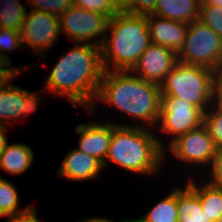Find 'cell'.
Here are the masks:
<instances>
[{
	"label": "cell",
	"instance_id": "cb8c5ba5",
	"mask_svg": "<svg viewBox=\"0 0 222 222\" xmlns=\"http://www.w3.org/2000/svg\"><path fill=\"white\" fill-rule=\"evenodd\" d=\"M199 20L222 38V7L201 4Z\"/></svg>",
	"mask_w": 222,
	"mask_h": 222
},
{
	"label": "cell",
	"instance_id": "277c9868",
	"mask_svg": "<svg viewBox=\"0 0 222 222\" xmlns=\"http://www.w3.org/2000/svg\"><path fill=\"white\" fill-rule=\"evenodd\" d=\"M106 34L100 46L104 71H131L151 44L146 15L118 12Z\"/></svg>",
	"mask_w": 222,
	"mask_h": 222
},
{
	"label": "cell",
	"instance_id": "4fadbf2b",
	"mask_svg": "<svg viewBox=\"0 0 222 222\" xmlns=\"http://www.w3.org/2000/svg\"><path fill=\"white\" fill-rule=\"evenodd\" d=\"M151 43L165 46L176 53L183 47L189 24L169 20L154 14L146 15Z\"/></svg>",
	"mask_w": 222,
	"mask_h": 222
},
{
	"label": "cell",
	"instance_id": "e575fe53",
	"mask_svg": "<svg viewBox=\"0 0 222 222\" xmlns=\"http://www.w3.org/2000/svg\"><path fill=\"white\" fill-rule=\"evenodd\" d=\"M131 1L132 0H111L112 4L119 12H124L129 7Z\"/></svg>",
	"mask_w": 222,
	"mask_h": 222
},
{
	"label": "cell",
	"instance_id": "836d02e7",
	"mask_svg": "<svg viewBox=\"0 0 222 222\" xmlns=\"http://www.w3.org/2000/svg\"><path fill=\"white\" fill-rule=\"evenodd\" d=\"M8 128L9 126H0V154L4 151L8 143V139L6 138Z\"/></svg>",
	"mask_w": 222,
	"mask_h": 222
},
{
	"label": "cell",
	"instance_id": "83f0119b",
	"mask_svg": "<svg viewBox=\"0 0 222 222\" xmlns=\"http://www.w3.org/2000/svg\"><path fill=\"white\" fill-rule=\"evenodd\" d=\"M210 178H208V182L222 189V148H217L216 154L214 156V160L212 162L211 167H209Z\"/></svg>",
	"mask_w": 222,
	"mask_h": 222
},
{
	"label": "cell",
	"instance_id": "d590c367",
	"mask_svg": "<svg viewBox=\"0 0 222 222\" xmlns=\"http://www.w3.org/2000/svg\"><path fill=\"white\" fill-rule=\"evenodd\" d=\"M79 222H114L111 219L104 218V217H91L84 220H81ZM121 222V221H119Z\"/></svg>",
	"mask_w": 222,
	"mask_h": 222
},
{
	"label": "cell",
	"instance_id": "f546056e",
	"mask_svg": "<svg viewBox=\"0 0 222 222\" xmlns=\"http://www.w3.org/2000/svg\"><path fill=\"white\" fill-rule=\"evenodd\" d=\"M11 63L0 54V82L12 81L20 75L26 67H10Z\"/></svg>",
	"mask_w": 222,
	"mask_h": 222
},
{
	"label": "cell",
	"instance_id": "1f68e13d",
	"mask_svg": "<svg viewBox=\"0 0 222 222\" xmlns=\"http://www.w3.org/2000/svg\"><path fill=\"white\" fill-rule=\"evenodd\" d=\"M42 96H39L38 94H33L30 91L24 89V116L30 115V113H33L34 111H37L38 109V103L41 101Z\"/></svg>",
	"mask_w": 222,
	"mask_h": 222
},
{
	"label": "cell",
	"instance_id": "44dd1931",
	"mask_svg": "<svg viewBox=\"0 0 222 222\" xmlns=\"http://www.w3.org/2000/svg\"><path fill=\"white\" fill-rule=\"evenodd\" d=\"M21 0H0L1 29L21 31L22 23L27 16V9Z\"/></svg>",
	"mask_w": 222,
	"mask_h": 222
},
{
	"label": "cell",
	"instance_id": "5bb4252c",
	"mask_svg": "<svg viewBox=\"0 0 222 222\" xmlns=\"http://www.w3.org/2000/svg\"><path fill=\"white\" fill-rule=\"evenodd\" d=\"M102 169L103 164L97 158L75 148L66 154L57 174L59 177L81 182L99 179Z\"/></svg>",
	"mask_w": 222,
	"mask_h": 222
},
{
	"label": "cell",
	"instance_id": "d4e9b609",
	"mask_svg": "<svg viewBox=\"0 0 222 222\" xmlns=\"http://www.w3.org/2000/svg\"><path fill=\"white\" fill-rule=\"evenodd\" d=\"M32 7L30 9L50 13L60 17L73 5L72 0H27Z\"/></svg>",
	"mask_w": 222,
	"mask_h": 222
},
{
	"label": "cell",
	"instance_id": "484cf974",
	"mask_svg": "<svg viewBox=\"0 0 222 222\" xmlns=\"http://www.w3.org/2000/svg\"><path fill=\"white\" fill-rule=\"evenodd\" d=\"M74 6L104 14L112 18L119 11L114 7L111 0H72Z\"/></svg>",
	"mask_w": 222,
	"mask_h": 222
},
{
	"label": "cell",
	"instance_id": "30bf717a",
	"mask_svg": "<svg viewBox=\"0 0 222 222\" xmlns=\"http://www.w3.org/2000/svg\"><path fill=\"white\" fill-rule=\"evenodd\" d=\"M169 151L184 163L203 168L211 167L217 147L204 124L178 136L169 145ZM205 166V167H204Z\"/></svg>",
	"mask_w": 222,
	"mask_h": 222
},
{
	"label": "cell",
	"instance_id": "6da1fadb",
	"mask_svg": "<svg viewBox=\"0 0 222 222\" xmlns=\"http://www.w3.org/2000/svg\"><path fill=\"white\" fill-rule=\"evenodd\" d=\"M104 73L100 46L79 43L63 54L46 79V91L90 110Z\"/></svg>",
	"mask_w": 222,
	"mask_h": 222
},
{
	"label": "cell",
	"instance_id": "7c38bea8",
	"mask_svg": "<svg viewBox=\"0 0 222 222\" xmlns=\"http://www.w3.org/2000/svg\"><path fill=\"white\" fill-rule=\"evenodd\" d=\"M75 132L80 135L76 149L97 158L103 164L110 147L112 123L90 121L77 125Z\"/></svg>",
	"mask_w": 222,
	"mask_h": 222
},
{
	"label": "cell",
	"instance_id": "ffe728a7",
	"mask_svg": "<svg viewBox=\"0 0 222 222\" xmlns=\"http://www.w3.org/2000/svg\"><path fill=\"white\" fill-rule=\"evenodd\" d=\"M137 220L139 222H178L177 188Z\"/></svg>",
	"mask_w": 222,
	"mask_h": 222
},
{
	"label": "cell",
	"instance_id": "9c48e42d",
	"mask_svg": "<svg viewBox=\"0 0 222 222\" xmlns=\"http://www.w3.org/2000/svg\"><path fill=\"white\" fill-rule=\"evenodd\" d=\"M60 34L59 17L32 9L28 11L20 31L22 45L25 47L27 44L41 58L53 47Z\"/></svg>",
	"mask_w": 222,
	"mask_h": 222
},
{
	"label": "cell",
	"instance_id": "9a60e30c",
	"mask_svg": "<svg viewBox=\"0 0 222 222\" xmlns=\"http://www.w3.org/2000/svg\"><path fill=\"white\" fill-rule=\"evenodd\" d=\"M201 0H157L152 14L190 24L200 19Z\"/></svg>",
	"mask_w": 222,
	"mask_h": 222
},
{
	"label": "cell",
	"instance_id": "f35d334b",
	"mask_svg": "<svg viewBox=\"0 0 222 222\" xmlns=\"http://www.w3.org/2000/svg\"><path fill=\"white\" fill-rule=\"evenodd\" d=\"M121 222H139L137 219H123Z\"/></svg>",
	"mask_w": 222,
	"mask_h": 222
},
{
	"label": "cell",
	"instance_id": "7402d4cb",
	"mask_svg": "<svg viewBox=\"0 0 222 222\" xmlns=\"http://www.w3.org/2000/svg\"><path fill=\"white\" fill-rule=\"evenodd\" d=\"M30 206L20 209L18 192L13 183L3 178L0 174V216L19 214Z\"/></svg>",
	"mask_w": 222,
	"mask_h": 222
},
{
	"label": "cell",
	"instance_id": "4316f807",
	"mask_svg": "<svg viewBox=\"0 0 222 222\" xmlns=\"http://www.w3.org/2000/svg\"><path fill=\"white\" fill-rule=\"evenodd\" d=\"M19 47H23L19 31L8 29L0 30V54L5 57L10 63H12V61L11 58L7 55V52L14 53V51H16ZM3 51L7 52L3 53Z\"/></svg>",
	"mask_w": 222,
	"mask_h": 222
},
{
	"label": "cell",
	"instance_id": "52a82bcc",
	"mask_svg": "<svg viewBox=\"0 0 222 222\" xmlns=\"http://www.w3.org/2000/svg\"><path fill=\"white\" fill-rule=\"evenodd\" d=\"M59 19L60 32L66 34L69 40L75 43H91L97 46H101L104 41L110 20L104 14L74 5L69 7Z\"/></svg>",
	"mask_w": 222,
	"mask_h": 222
},
{
	"label": "cell",
	"instance_id": "ab89813d",
	"mask_svg": "<svg viewBox=\"0 0 222 222\" xmlns=\"http://www.w3.org/2000/svg\"><path fill=\"white\" fill-rule=\"evenodd\" d=\"M216 222H222V215L219 217L218 221Z\"/></svg>",
	"mask_w": 222,
	"mask_h": 222
},
{
	"label": "cell",
	"instance_id": "ac0fdd59",
	"mask_svg": "<svg viewBox=\"0 0 222 222\" xmlns=\"http://www.w3.org/2000/svg\"><path fill=\"white\" fill-rule=\"evenodd\" d=\"M178 222H212L203 211L200 198L186 183L177 188Z\"/></svg>",
	"mask_w": 222,
	"mask_h": 222
},
{
	"label": "cell",
	"instance_id": "f1b7e54d",
	"mask_svg": "<svg viewBox=\"0 0 222 222\" xmlns=\"http://www.w3.org/2000/svg\"><path fill=\"white\" fill-rule=\"evenodd\" d=\"M157 0H132L124 11L133 15H148L154 12Z\"/></svg>",
	"mask_w": 222,
	"mask_h": 222
},
{
	"label": "cell",
	"instance_id": "d6a6232c",
	"mask_svg": "<svg viewBox=\"0 0 222 222\" xmlns=\"http://www.w3.org/2000/svg\"><path fill=\"white\" fill-rule=\"evenodd\" d=\"M212 105L215 108L222 110V75H214Z\"/></svg>",
	"mask_w": 222,
	"mask_h": 222
},
{
	"label": "cell",
	"instance_id": "8992f818",
	"mask_svg": "<svg viewBox=\"0 0 222 222\" xmlns=\"http://www.w3.org/2000/svg\"><path fill=\"white\" fill-rule=\"evenodd\" d=\"M222 57V38L200 20L189 24L178 61L216 71Z\"/></svg>",
	"mask_w": 222,
	"mask_h": 222
},
{
	"label": "cell",
	"instance_id": "ba28073f",
	"mask_svg": "<svg viewBox=\"0 0 222 222\" xmlns=\"http://www.w3.org/2000/svg\"><path fill=\"white\" fill-rule=\"evenodd\" d=\"M203 122L204 112L195 105L180 98L161 97L157 127L162 133L170 135L168 145L178 136L200 127Z\"/></svg>",
	"mask_w": 222,
	"mask_h": 222
},
{
	"label": "cell",
	"instance_id": "d6986e66",
	"mask_svg": "<svg viewBox=\"0 0 222 222\" xmlns=\"http://www.w3.org/2000/svg\"><path fill=\"white\" fill-rule=\"evenodd\" d=\"M187 184L200 198L202 209L207 214L208 219H211L212 222L218 221L222 215V189L211 185L208 181L196 185L194 180L190 179Z\"/></svg>",
	"mask_w": 222,
	"mask_h": 222
},
{
	"label": "cell",
	"instance_id": "8fae6325",
	"mask_svg": "<svg viewBox=\"0 0 222 222\" xmlns=\"http://www.w3.org/2000/svg\"><path fill=\"white\" fill-rule=\"evenodd\" d=\"M177 62L174 50L151 43L131 71L148 82L161 85Z\"/></svg>",
	"mask_w": 222,
	"mask_h": 222
},
{
	"label": "cell",
	"instance_id": "3957f363",
	"mask_svg": "<svg viewBox=\"0 0 222 222\" xmlns=\"http://www.w3.org/2000/svg\"><path fill=\"white\" fill-rule=\"evenodd\" d=\"M110 147L103 163L121 166L122 169L138 174H155L161 170L165 148L161 139L143 125H129L112 122ZM108 161V162H107Z\"/></svg>",
	"mask_w": 222,
	"mask_h": 222
},
{
	"label": "cell",
	"instance_id": "5b68a950",
	"mask_svg": "<svg viewBox=\"0 0 222 222\" xmlns=\"http://www.w3.org/2000/svg\"><path fill=\"white\" fill-rule=\"evenodd\" d=\"M215 71L177 62L160 85L161 97H175L205 112L212 105Z\"/></svg>",
	"mask_w": 222,
	"mask_h": 222
},
{
	"label": "cell",
	"instance_id": "4dcf8cb0",
	"mask_svg": "<svg viewBox=\"0 0 222 222\" xmlns=\"http://www.w3.org/2000/svg\"><path fill=\"white\" fill-rule=\"evenodd\" d=\"M33 206L34 205H30V207L22 213L6 216L8 219L7 222H40Z\"/></svg>",
	"mask_w": 222,
	"mask_h": 222
},
{
	"label": "cell",
	"instance_id": "603a6c76",
	"mask_svg": "<svg viewBox=\"0 0 222 222\" xmlns=\"http://www.w3.org/2000/svg\"><path fill=\"white\" fill-rule=\"evenodd\" d=\"M203 124L209 131L210 137L213 139L217 148H222V110L211 105L204 112Z\"/></svg>",
	"mask_w": 222,
	"mask_h": 222
},
{
	"label": "cell",
	"instance_id": "7a4b0ae2",
	"mask_svg": "<svg viewBox=\"0 0 222 222\" xmlns=\"http://www.w3.org/2000/svg\"><path fill=\"white\" fill-rule=\"evenodd\" d=\"M97 100L126 113L134 122L141 121L145 128L155 127L161 108V87L130 70L104 71L97 96L88 111L90 114H93Z\"/></svg>",
	"mask_w": 222,
	"mask_h": 222
},
{
	"label": "cell",
	"instance_id": "2e32d148",
	"mask_svg": "<svg viewBox=\"0 0 222 222\" xmlns=\"http://www.w3.org/2000/svg\"><path fill=\"white\" fill-rule=\"evenodd\" d=\"M24 107V89L10 81L0 82V126L7 127L24 117Z\"/></svg>",
	"mask_w": 222,
	"mask_h": 222
},
{
	"label": "cell",
	"instance_id": "e0dca14e",
	"mask_svg": "<svg viewBox=\"0 0 222 222\" xmlns=\"http://www.w3.org/2000/svg\"><path fill=\"white\" fill-rule=\"evenodd\" d=\"M32 147L16 143H7L0 154V168L13 175H21L26 172L34 162Z\"/></svg>",
	"mask_w": 222,
	"mask_h": 222
},
{
	"label": "cell",
	"instance_id": "74e56055",
	"mask_svg": "<svg viewBox=\"0 0 222 222\" xmlns=\"http://www.w3.org/2000/svg\"><path fill=\"white\" fill-rule=\"evenodd\" d=\"M214 75H222V57H221V60H220V63L218 65V68L217 70L215 71V74Z\"/></svg>",
	"mask_w": 222,
	"mask_h": 222
},
{
	"label": "cell",
	"instance_id": "8d00e7d4",
	"mask_svg": "<svg viewBox=\"0 0 222 222\" xmlns=\"http://www.w3.org/2000/svg\"><path fill=\"white\" fill-rule=\"evenodd\" d=\"M202 3L201 4H205V5H217L222 7V0H201Z\"/></svg>",
	"mask_w": 222,
	"mask_h": 222
}]
</instances>
